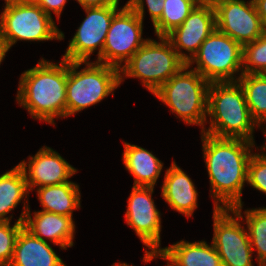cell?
Instances as JSON below:
<instances>
[{
    "label": "cell",
    "instance_id": "36",
    "mask_svg": "<svg viewBox=\"0 0 266 266\" xmlns=\"http://www.w3.org/2000/svg\"><path fill=\"white\" fill-rule=\"evenodd\" d=\"M112 266H134V265H129L125 262L124 263L119 262V263H114Z\"/></svg>",
    "mask_w": 266,
    "mask_h": 266
},
{
    "label": "cell",
    "instance_id": "17",
    "mask_svg": "<svg viewBox=\"0 0 266 266\" xmlns=\"http://www.w3.org/2000/svg\"><path fill=\"white\" fill-rule=\"evenodd\" d=\"M30 212L29 207L26 211L24 227L35 237L45 242L49 239L54 245H59L64 250L73 246L76 227L73 217L41 210L34 211V218H32Z\"/></svg>",
    "mask_w": 266,
    "mask_h": 266
},
{
    "label": "cell",
    "instance_id": "13",
    "mask_svg": "<svg viewBox=\"0 0 266 266\" xmlns=\"http://www.w3.org/2000/svg\"><path fill=\"white\" fill-rule=\"evenodd\" d=\"M154 187L133 186L128 198L125 220L134 229L148 252L161 250V215L154 204Z\"/></svg>",
    "mask_w": 266,
    "mask_h": 266
},
{
    "label": "cell",
    "instance_id": "29",
    "mask_svg": "<svg viewBox=\"0 0 266 266\" xmlns=\"http://www.w3.org/2000/svg\"><path fill=\"white\" fill-rule=\"evenodd\" d=\"M148 6V12L152 23L154 24L162 15L164 0H146ZM135 13L143 20L145 5L144 0H129L126 3Z\"/></svg>",
    "mask_w": 266,
    "mask_h": 266
},
{
    "label": "cell",
    "instance_id": "3",
    "mask_svg": "<svg viewBox=\"0 0 266 266\" xmlns=\"http://www.w3.org/2000/svg\"><path fill=\"white\" fill-rule=\"evenodd\" d=\"M207 116L210 126L201 132L218 138L255 142L253 131L257 123L250 115L244 90L238 81L209 84Z\"/></svg>",
    "mask_w": 266,
    "mask_h": 266
},
{
    "label": "cell",
    "instance_id": "23",
    "mask_svg": "<svg viewBox=\"0 0 266 266\" xmlns=\"http://www.w3.org/2000/svg\"><path fill=\"white\" fill-rule=\"evenodd\" d=\"M252 119L258 128L266 122V74H242L238 79Z\"/></svg>",
    "mask_w": 266,
    "mask_h": 266
},
{
    "label": "cell",
    "instance_id": "32",
    "mask_svg": "<svg viewBox=\"0 0 266 266\" xmlns=\"http://www.w3.org/2000/svg\"><path fill=\"white\" fill-rule=\"evenodd\" d=\"M261 18L263 25L266 27V0H253Z\"/></svg>",
    "mask_w": 266,
    "mask_h": 266
},
{
    "label": "cell",
    "instance_id": "26",
    "mask_svg": "<svg viewBox=\"0 0 266 266\" xmlns=\"http://www.w3.org/2000/svg\"><path fill=\"white\" fill-rule=\"evenodd\" d=\"M23 203V211L13 226L10 225V221H0V266H9L12 260L15 243L20 230L24 227L26 211L30 206L29 203Z\"/></svg>",
    "mask_w": 266,
    "mask_h": 266
},
{
    "label": "cell",
    "instance_id": "2",
    "mask_svg": "<svg viewBox=\"0 0 266 266\" xmlns=\"http://www.w3.org/2000/svg\"><path fill=\"white\" fill-rule=\"evenodd\" d=\"M67 60L54 64L41 59L20 76L16 101L33 119L55 124L66 118Z\"/></svg>",
    "mask_w": 266,
    "mask_h": 266
},
{
    "label": "cell",
    "instance_id": "35",
    "mask_svg": "<svg viewBox=\"0 0 266 266\" xmlns=\"http://www.w3.org/2000/svg\"><path fill=\"white\" fill-rule=\"evenodd\" d=\"M197 4L201 5H215L217 2L221 0H194Z\"/></svg>",
    "mask_w": 266,
    "mask_h": 266
},
{
    "label": "cell",
    "instance_id": "38",
    "mask_svg": "<svg viewBox=\"0 0 266 266\" xmlns=\"http://www.w3.org/2000/svg\"><path fill=\"white\" fill-rule=\"evenodd\" d=\"M167 266H173L169 261L167 262Z\"/></svg>",
    "mask_w": 266,
    "mask_h": 266
},
{
    "label": "cell",
    "instance_id": "1",
    "mask_svg": "<svg viewBox=\"0 0 266 266\" xmlns=\"http://www.w3.org/2000/svg\"><path fill=\"white\" fill-rule=\"evenodd\" d=\"M201 139L214 208L233 209L243 204L242 189L247 182L248 163L255 142L218 138L204 132H201Z\"/></svg>",
    "mask_w": 266,
    "mask_h": 266
},
{
    "label": "cell",
    "instance_id": "18",
    "mask_svg": "<svg viewBox=\"0 0 266 266\" xmlns=\"http://www.w3.org/2000/svg\"><path fill=\"white\" fill-rule=\"evenodd\" d=\"M162 184L161 195L166 203L177 212L191 217L198 208V192L191 178L175 161L166 170Z\"/></svg>",
    "mask_w": 266,
    "mask_h": 266
},
{
    "label": "cell",
    "instance_id": "33",
    "mask_svg": "<svg viewBox=\"0 0 266 266\" xmlns=\"http://www.w3.org/2000/svg\"><path fill=\"white\" fill-rule=\"evenodd\" d=\"M9 51V48L6 42L1 38L0 35V65L1 62L5 59L6 53Z\"/></svg>",
    "mask_w": 266,
    "mask_h": 266
},
{
    "label": "cell",
    "instance_id": "30",
    "mask_svg": "<svg viewBox=\"0 0 266 266\" xmlns=\"http://www.w3.org/2000/svg\"><path fill=\"white\" fill-rule=\"evenodd\" d=\"M39 7H41L44 12L52 17L53 12L57 19L60 18V15L63 11V8L67 2V0H33Z\"/></svg>",
    "mask_w": 266,
    "mask_h": 266
},
{
    "label": "cell",
    "instance_id": "8",
    "mask_svg": "<svg viewBox=\"0 0 266 266\" xmlns=\"http://www.w3.org/2000/svg\"><path fill=\"white\" fill-rule=\"evenodd\" d=\"M0 35L10 49L17 41H50L64 39L53 17L34 1L4 8L0 14Z\"/></svg>",
    "mask_w": 266,
    "mask_h": 266
},
{
    "label": "cell",
    "instance_id": "9",
    "mask_svg": "<svg viewBox=\"0 0 266 266\" xmlns=\"http://www.w3.org/2000/svg\"><path fill=\"white\" fill-rule=\"evenodd\" d=\"M242 207L243 204L233 209H213L212 243L223 266H254L248 230L241 225Z\"/></svg>",
    "mask_w": 266,
    "mask_h": 266
},
{
    "label": "cell",
    "instance_id": "28",
    "mask_svg": "<svg viewBox=\"0 0 266 266\" xmlns=\"http://www.w3.org/2000/svg\"><path fill=\"white\" fill-rule=\"evenodd\" d=\"M247 184L266 194V152L251 155L248 163Z\"/></svg>",
    "mask_w": 266,
    "mask_h": 266
},
{
    "label": "cell",
    "instance_id": "5",
    "mask_svg": "<svg viewBox=\"0 0 266 266\" xmlns=\"http://www.w3.org/2000/svg\"><path fill=\"white\" fill-rule=\"evenodd\" d=\"M186 64L153 93L172 113L189 125L202 126L207 121L209 82Z\"/></svg>",
    "mask_w": 266,
    "mask_h": 266
},
{
    "label": "cell",
    "instance_id": "20",
    "mask_svg": "<svg viewBox=\"0 0 266 266\" xmlns=\"http://www.w3.org/2000/svg\"><path fill=\"white\" fill-rule=\"evenodd\" d=\"M123 163L134 176L133 186L154 187L163 163L152 152L137 145L124 142Z\"/></svg>",
    "mask_w": 266,
    "mask_h": 266
},
{
    "label": "cell",
    "instance_id": "24",
    "mask_svg": "<svg viewBox=\"0 0 266 266\" xmlns=\"http://www.w3.org/2000/svg\"><path fill=\"white\" fill-rule=\"evenodd\" d=\"M198 4L194 0H164L161 17L153 24L157 37L179 27Z\"/></svg>",
    "mask_w": 266,
    "mask_h": 266
},
{
    "label": "cell",
    "instance_id": "22",
    "mask_svg": "<svg viewBox=\"0 0 266 266\" xmlns=\"http://www.w3.org/2000/svg\"><path fill=\"white\" fill-rule=\"evenodd\" d=\"M30 194L23 170L17 165L0 175V221L11 222L12 215L7 217L17 205Z\"/></svg>",
    "mask_w": 266,
    "mask_h": 266
},
{
    "label": "cell",
    "instance_id": "4",
    "mask_svg": "<svg viewBox=\"0 0 266 266\" xmlns=\"http://www.w3.org/2000/svg\"><path fill=\"white\" fill-rule=\"evenodd\" d=\"M82 64L86 67L78 71ZM120 84V69L114 66L97 61H67L66 117L114 95Z\"/></svg>",
    "mask_w": 266,
    "mask_h": 266
},
{
    "label": "cell",
    "instance_id": "25",
    "mask_svg": "<svg viewBox=\"0 0 266 266\" xmlns=\"http://www.w3.org/2000/svg\"><path fill=\"white\" fill-rule=\"evenodd\" d=\"M250 244L256 249L258 266H266V207L244 211Z\"/></svg>",
    "mask_w": 266,
    "mask_h": 266
},
{
    "label": "cell",
    "instance_id": "31",
    "mask_svg": "<svg viewBox=\"0 0 266 266\" xmlns=\"http://www.w3.org/2000/svg\"><path fill=\"white\" fill-rule=\"evenodd\" d=\"M83 8L103 7L111 4H119L120 0H76Z\"/></svg>",
    "mask_w": 266,
    "mask_h": 266
},
{
    "label": "cell",
    "instance_id": "19",
    "mask_svg": "<svg viewBox=\"0 0 266 266\" xmlns=\"http://www.w3.org/2000/svg\"><path fill=\"white\" fill-rule=\"evenodd\" d=\"M9 266H67L48 242L23 227L17 237Z\"/></svg>",
    "mask_w": 266,
    "mask_h": 266
},
{
    "label": "cell",
    "instance_id": "7",
    "mask_svg": "<svg viewBox=\"0 0 266 266\" xmlns=\"http://www.w3.org/2000/svg\"><path fill=\"white\" fill-rule=\"evenodd\" d=\"M194 63L193 70L209 83L238 81L243 72V46L215 28L187 65ZM237 72H241L238 78Z\"/></svg>",
    "mask_w": 266,
    "mask_h": 266
},
{
    "label": "cell",
    "instance_id": "27",
    "mask_svg": "<svg viewBox=\"0 0 266 266\" xmlns=\"http://www.w3.org/2000/svg\"><path fill=\"white\" fill-rule=\"evenodd\" d=\"M266 74V31L243 46L242 74Z\"/></svg>",
    "mask_w": 266,
    "mask_h": 266
},
{
    "label": "cell",
    "instance_id": "10",
    "mask_svg": "<svg viewBox=\"0 0 266 266\" xmlns=\"http://www.w3.org/2000/svg\"><path fill=\"white\" fill-rule=\"evenodd\" d=\"M143 20L125 4L113 17L102 51V63L118 69L148 40Z\"/></svg>",
    "mask_w": 266,
    "mask_h": 266
},
{
    "label": "cell",
    "instance_id": "21",
    "mask_svg": "<svg viewBox=\"0 0 266 266\" xmlns=\"http://www.w3.org/2000/svg\"><path fill=\"white\" fill-rule=\"evenodd\" d=\"M42 211L72 217L73 211L81 207L79 185L67 183L36 188Z\"/></svg>",
    "mask_w": 266,
    "mask_h": 266
},
{
    "label": "cell",
    "instance_id": "34",
    "mask_svg": "<svg viewBox=\"0 0 266 266\" xmlns=\"http://www.w3.org/2000/svg\"><path fill=\"white\" fill-rule=\"evenodd\" d=\"M31 2H33V0H5L4 8L10 7V6L28 4Z\"/></svg>",
    "mask_w": 266,
    "mask_h": 266
},
{
    "label": "cell",
    "instance_id": "15",
    "mask_svg": "<svg viewBox=\"0 0 266 266\" xmlns=\"http://www.w3.org/2000/svg\"><path fill=\"white\" fill-rule=\"evenodd\" d=\"M29 161H21L18 166L23 170L30 193L35 187L57 185L70 182L77 169L70 165L58 152L43 146ZM28 167V168H27Z\"/></svg>",
    "mask_w": 266,
    "mask_h": 266
},
{
    "label": "cell",
    "instance_id": "11",
    "mask_svg": "<svg viewBox=\"0 0 266 266\" xmlns=\"http://www.w3.org/2000/svg\"><path fill=\"white\" fill-rule=\"evenodd\" d=\"M118 5L83 8L87 16L70 40L62 58L67 61H88L91 54L98 50L97 62L102 63L106 35L114 15L121 9Z\"/></svg>",
    "mask_w": 266,
    "mask_h": 266
},
{
    "label": "cell",
    "instance_id": "14",
    "mask_svg": "<svg viewBox=\"0 0 266 266\" xmlns=\"http://www.w3.org/2000/svg\"><path fill=\"white\" fill-rule=\"evenodd\" d=\"M215 28L214 6L198 4L183 23L166 37L178 55L187 63ZM182 49L188 54L182 52Z\"/></svg>",
    "mask_w": 266,
    "mask_h": 266
},
{
    "label": "cell",
    "instance_id": "12",
    "mask_svg": "<svg viewBox=\"0 0 266 266\" xmlns=\"http://www.w3.org/2000/svg\"><path fill=\"white\" fill-rule=\"evenodd\" d=\"M216 28L244 46L263 35L266 27L253 0H221L214 5Z\"/></svg>",
    "mask_w": 266,
    "mask_h": 266
},
{
    "label": "cell",
    "instance_id": "16",
    "mask_svg": "<svg viewBox=\"0 0 266 266\" xmlns=\"http://www.w3.org/2000/svg\"><path fill=\"white\" fill-rule=\"evenodd\" d=\"M144 262H151L155 258L169 261L173 266H223L221 258L213 243L205 241L188 242L181 240L173 245L161 248L159 252L144 250Z\"/></svg>",
    "mask_w": 266,
    "mask_h": 266
},
{
    "label": "cell",
    "instance_id": "6",
    "mask_svg": "<svg viewBox=\"0 0 266 266\" xmlns=\"http://www.w3.org/2000/svg\"><path fill=\"white\" fill-rule=\"evenodd\" d=\"M158 39L160 42L148 38L120 68V83L127 77L138 78L147 90L154 93L187 64L167 37Z\"/></svg>",
    "mask_w": 266,
    "mask_h": 266
},
{
    "label": "cell",
    "instance_id": "37",
    "mask_svg": "<svg viewBox=\"0 0 266 266\" xmlns=\"http://www.w3.org/2000/svg\"><path fill=\"white\" fill-rule=\"evenodd\" d=\"M263 133H264V135L266 137V126H265V130L263 128ZM263 150L266 152V143L263 145V147L261 146V151H263Z\"/></svg>",
    "mask_w": 266,
    "mask_h": 266
}]
</instances>
